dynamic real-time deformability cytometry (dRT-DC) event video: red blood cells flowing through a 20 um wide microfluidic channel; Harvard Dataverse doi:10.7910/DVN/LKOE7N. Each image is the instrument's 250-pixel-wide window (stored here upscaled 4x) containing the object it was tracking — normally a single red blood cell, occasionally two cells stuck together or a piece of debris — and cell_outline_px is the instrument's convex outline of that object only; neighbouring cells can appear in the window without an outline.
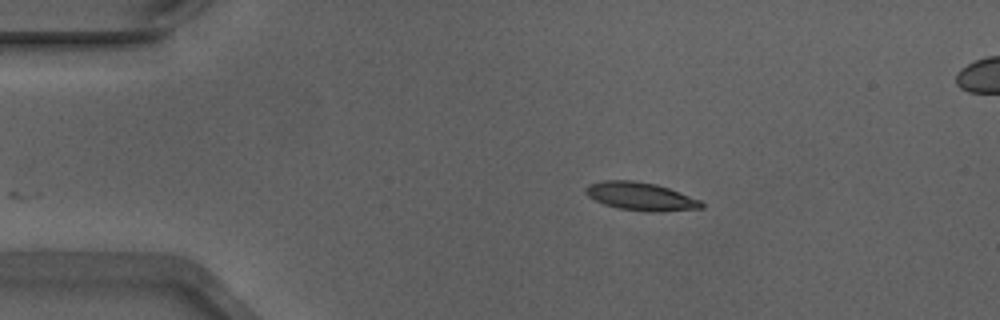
{"species": "Egyptian fruit bat (a non-hibernating species)", "species_latin": "Rousettus aegyptiacus", "temperature_condition": "warm", "stored_images_in_passage": 39, "camera_frame_rate_fps": 3000, "um_per_image_px": 0.085, "animal": {"sex": "male"}, "frame": {"image": 1, "passage_image": 1, "time_ms": 0.0, "image_size_px": [1000, 320], "cell_outline_px": [[704, 208], [656, 212], [648, 212], [620, 208], [604, 204], [588, 196], [584, 192], [584, 188], [588, 184], [604, 180], [632, 180], [656, 184], [668, 188], [700, 200], [704, 204]], "centroid_in_image_um": [54.44, 16.69], "position_along_channel_um": 30.6, "area_um2": 18.9}}
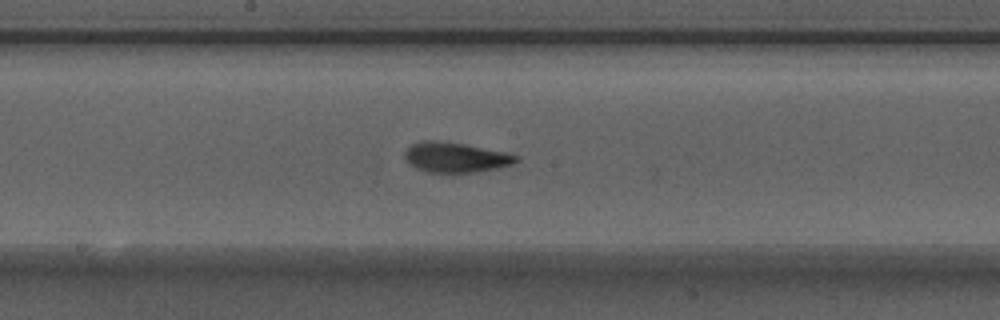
{"frame": {"image": 2, "passage_image": 19, "time_ms": 6.0, "image_size_px": [1000, 320], "cell_outline_px": [[520, 160], [512, 164], [496, 168], [476, 172], [428, 172], [416, 168], [404, 156], [404, 152], [412, 144], [424, 140], [432, 140], [464, 144], [504, 152], [520, 156]], "centroid_in_image_um": [38.75, 13.37], "position_along_channel_um": 209.5, "area_um2": 19.19}}
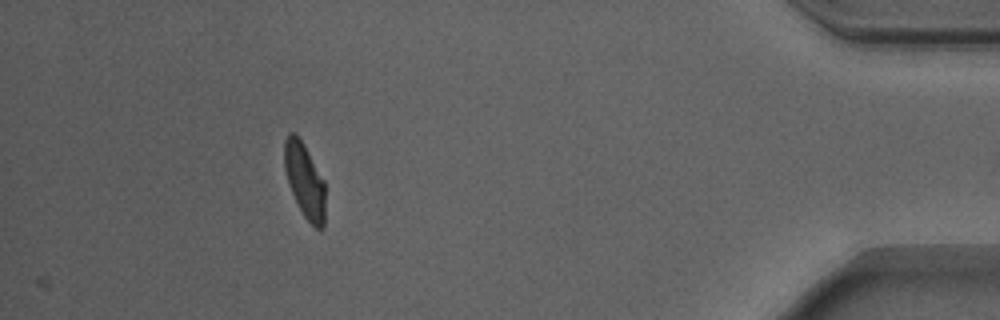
{"frame": {"image": 3, "passage_image": 39, "time_ms": 12.667, "image_size_px": [1000, 320], "cell_outline_px": [[324, 228], [316, 228], [304, 216], [288, 184], [284, 168], [284, 140], [288, 132], [296, 132], [300, 136], [324, 180]], "centroid_in_image_um": [25.87, 15.26], "position_along_channel_um": 409.3, "area_um2": 17.8}, "authors_computed_cell_mechanics": {"area_um2": 18.4382, "velocity_mm_per_s": 3.8658, "shape_relaxation_time_tau1_ms": 4.2253, "shape_relaxation_time_tau2_ms": 1.469, "deformation_change_tau1": 0.153, "deformation_change_tau2": 0.0827}}